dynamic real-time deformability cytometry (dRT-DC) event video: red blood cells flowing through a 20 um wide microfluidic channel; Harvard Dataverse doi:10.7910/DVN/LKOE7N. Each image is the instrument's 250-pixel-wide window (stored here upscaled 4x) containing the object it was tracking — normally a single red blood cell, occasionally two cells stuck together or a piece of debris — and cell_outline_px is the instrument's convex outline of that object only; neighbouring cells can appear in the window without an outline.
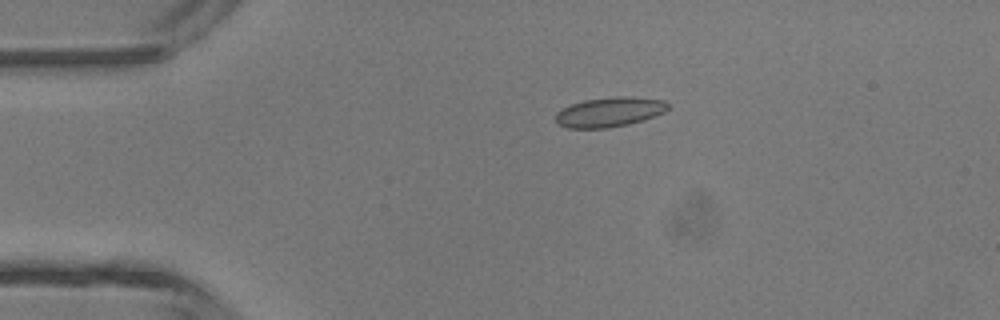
{"species": "common noctule bat (a hibernating species)", "species_latin": "Nyctalus noctula", "temperature_condition": "room temperature", "stored_images_in_passage": 4, "camera_frame_rate_fps": 3000, "um_per_image_px": 0.085, "animal": {"sex": "male", "body_mass_g": 13.3}, "frame": {"image": 1, "passage_image": 3, "time_ms": 0.667, "image_size_px": [1000, 320], "cell_outline_px": [[668, 108], [664, 112], [644, 120], [628, 124], [608, 128], [568, 128], [556, 124], [556, 112], [572, 104], [584, 100], [616, 96], [632, 96], [664, 100], [668, 104]], "centroid_in_image_um": [51.81, 9.52], "position_along_channel_um": 33.2, "area_um2": 19.48}}